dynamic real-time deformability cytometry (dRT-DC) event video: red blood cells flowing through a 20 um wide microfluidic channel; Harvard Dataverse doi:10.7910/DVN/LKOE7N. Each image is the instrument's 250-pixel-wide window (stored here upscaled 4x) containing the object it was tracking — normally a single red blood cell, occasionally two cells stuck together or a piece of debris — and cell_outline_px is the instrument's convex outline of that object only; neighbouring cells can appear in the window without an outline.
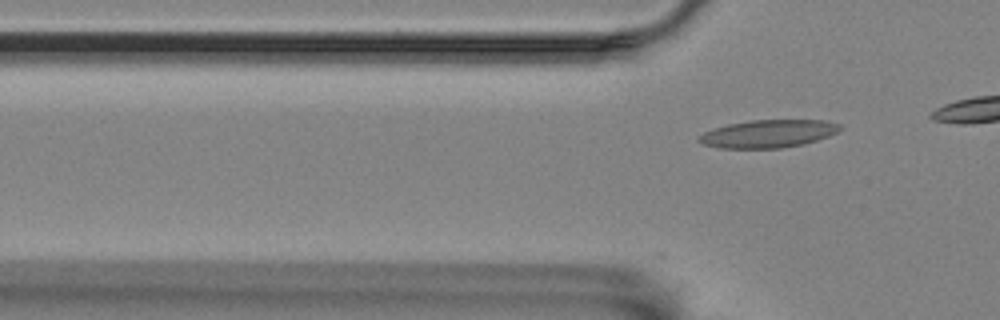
{"species": "Egyptian fruit bat (a non-hibernating species)", "species_latin": "Rousettus aegyptiacus", "temperature_condition": "room temperature", "stored_images_in_passage": 10, "camera_frame_rate_fps": 3000, "um_per_image_px": 0.085, "animal": {"sex": "female"}, "frame": {"image": 1, "passage_image": 10, "time_ms": 3.0, "image_size_px": [1000, 320], "cell_outline_px": [[844, 128], [828, 136], [804, 144], [780, 148], [720, 148], [704, 144], [696, 140], [696, 136], [704, 132], [728, 124], [748, 120], [828, 120], [840, 124]], "centroid_in_image_um": [65.3, 11.36], "position_along_channel_um": 60.5, "area_um2": 22.95}}